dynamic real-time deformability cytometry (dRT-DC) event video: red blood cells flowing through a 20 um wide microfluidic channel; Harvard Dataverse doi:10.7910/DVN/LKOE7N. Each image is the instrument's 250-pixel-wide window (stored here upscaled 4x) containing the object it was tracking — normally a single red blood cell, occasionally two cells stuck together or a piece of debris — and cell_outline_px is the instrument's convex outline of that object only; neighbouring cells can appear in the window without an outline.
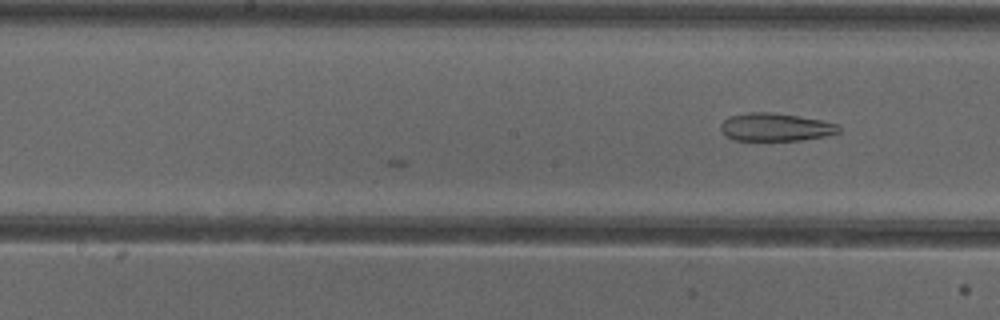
{"species": "common noctule bat (a hibernating species)", "species_latin": "Nyctalus noctula", "temperature_condition": "cold", "stored_images_in_passage": 11, "camera_frame_rate_fps": 3000, "um_per_image_px": 0.085, "animal": {"sex": "female"}, "frame": {"image": 1, "passage_image": 11, "time_ms": 3.333, "image_size_px": [1000, 320], "cell_outline_px": [[840, 132], [824, 136], [800, 140], [732, 140], [720, 128], [720, 124], [728, 116], [748, 112], [772, 112], [820, 120], [840, 124]], "centroid_in_image_um": [65.91, 10.8], "position_along_channel_um": 182.3, "area_um2": 19.13}}